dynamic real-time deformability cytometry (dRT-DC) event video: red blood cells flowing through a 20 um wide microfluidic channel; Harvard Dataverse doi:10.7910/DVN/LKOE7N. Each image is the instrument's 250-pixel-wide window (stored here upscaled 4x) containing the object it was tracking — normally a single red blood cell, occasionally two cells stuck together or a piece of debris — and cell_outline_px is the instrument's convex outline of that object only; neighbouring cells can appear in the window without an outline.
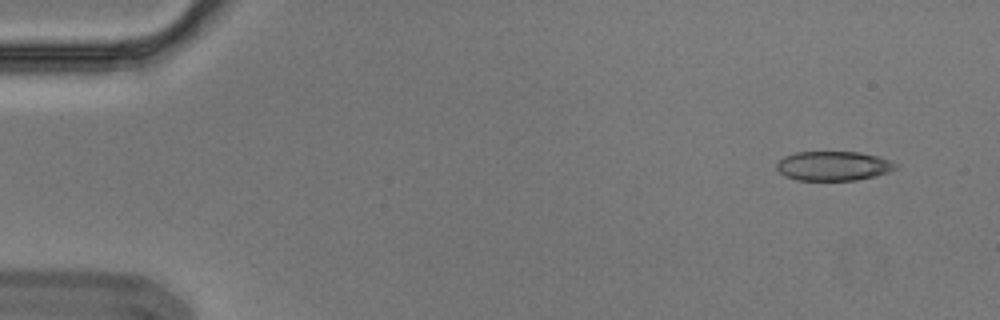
{"species": "Egyptian fruit bat (a non-hibernating species)", "species_latin": "Rousettus aegyptiacus", "temperature_condition": "cold", "stored_images_in_passage": 13, "camera_frame_rate_fps": 3000, "um_per_image_px": 0.085, "animal": {"sex": "male"}, "frame": {"image": 1, "passage_image": 1, "time_ms": 0.0, "image_size_px": [1000, 320], "cell_outline_px": [[900, 164], [896, 168], [888, 172], [856, 180], [796, 180], [784, 176], [776, 168], [776, 164], [784, 156], [796, 152], [860, 152], [876, 156]], "centroid_in_image_um": [70.81, 14.1], "position_along_channel_um": 14.2, "area_um2": 20.29}}
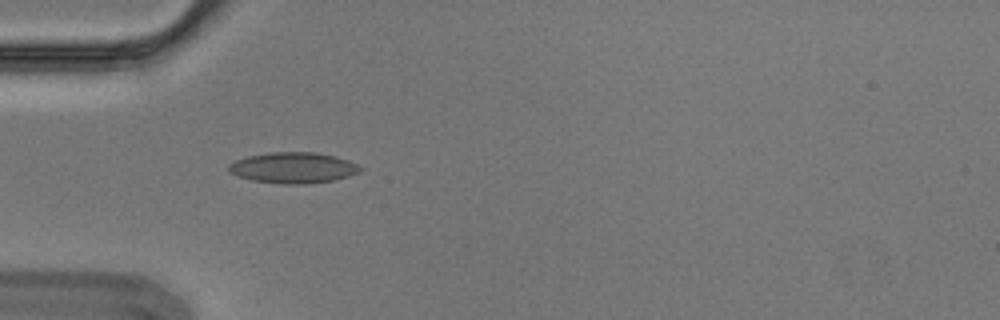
{"frame": {"image": 2, "passage_image": 4, "time_ms": 1.0, "image_size_px": [1000, 320], "cell_outline_px": [[364, 168], [360, 172], [348, 176], [332, 180], [304, 184], [280, 184], [252, 180], [228, 172], [228, 164], [236, 160], [248, 156], [272, 152], [316, 152], [336, 156], [348, 160]], "centroid_in_image_um": [24.93, 14.25], "position_along_channel_um": 60.1, "area_um2": 23.64}}
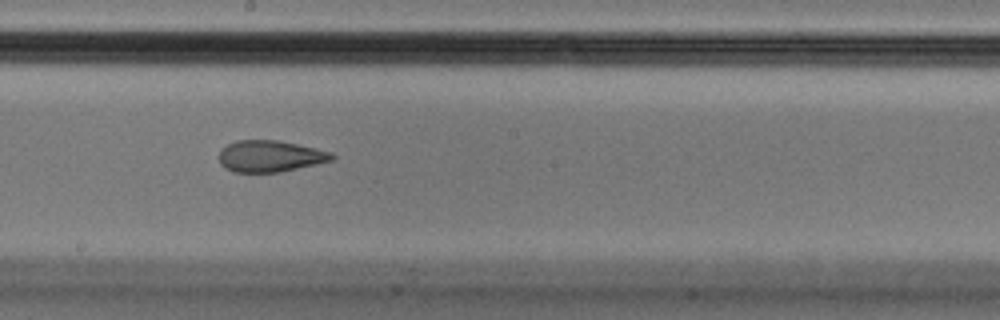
{"frame": {"image": 3, "passage_image": 8, "time_ms": 2.333, "image_size_px": [1000, 320], "cell_outline_px": [[336, 156], [332, 160], [316, 164], [280, 172], [232, 172], [224, 168], [220, 164], [220, 152], [228, 144], [236, 140], [276, 140], [316, 148], [332, 152]], "centroid_in_image_um": [22.96, 13.28], "position_along_channel_um": 225.2, "area_um2": 20.63}}